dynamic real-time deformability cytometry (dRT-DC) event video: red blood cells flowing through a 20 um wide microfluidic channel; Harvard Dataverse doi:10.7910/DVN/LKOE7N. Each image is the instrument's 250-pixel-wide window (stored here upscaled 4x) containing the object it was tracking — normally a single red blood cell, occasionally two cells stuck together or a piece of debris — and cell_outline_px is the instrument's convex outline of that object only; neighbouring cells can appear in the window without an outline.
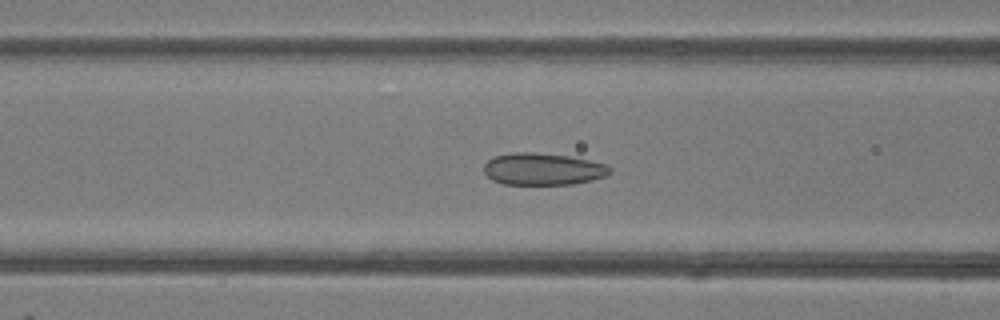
{"species": "common noctule bat (a hibernating species)", "species_latin": "Nyctalus noctula", "temperature_condition": "room temperature", "stored_images_in_passage": 45, "camera_frame_rate_fps": 3000, "um_per_image_px": 0.085, "animal": {"sex": "female"}, "frame": {"image": 1, "passage_image": 15, "time_ms": 4.667, "image_size_px": [1000, 320], "cell_outline_px": [[612, 172], [608, 176], [592, 180], [572, 184], [504, 184], [492, 180], [484, 172], [484, 164], [492, 156], [512, 152], [532, 152], [568, 156], [608, 164], [612, 168]], "centroid_in_image_um": [46.17, 14.36], "position_along_channel_um": 120.4, "area_um2": 23.7}}
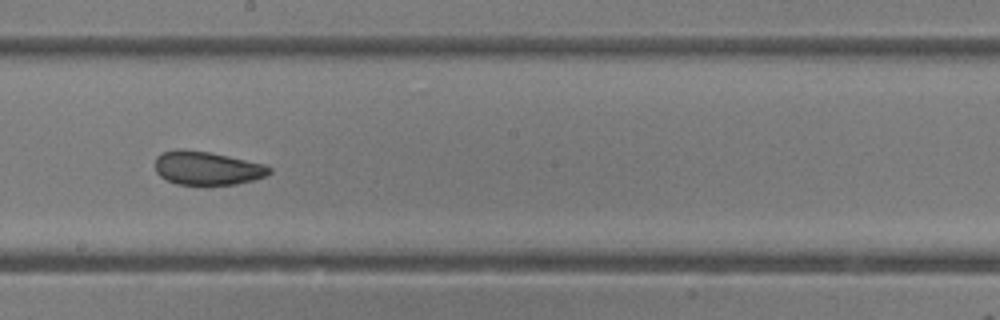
{"frame": {"image": 2, "passage_image": 23, "time_ms": 7.333, "image_size_px": [1000, 320], "cell_outline_px": [[272, 172], [264, 176], [252, 180], [236, 184], [204, 188], [176, 184], [160, 176], [156, 172], [156, 156], [160, 152], [180, 148], [208, 152], [228, 156], [264, 164], [272, 168]], "centroid_in_image_um": [17.57, 14.33], "position_along_channel_um": 230.6, "area_um2": 23.06}}
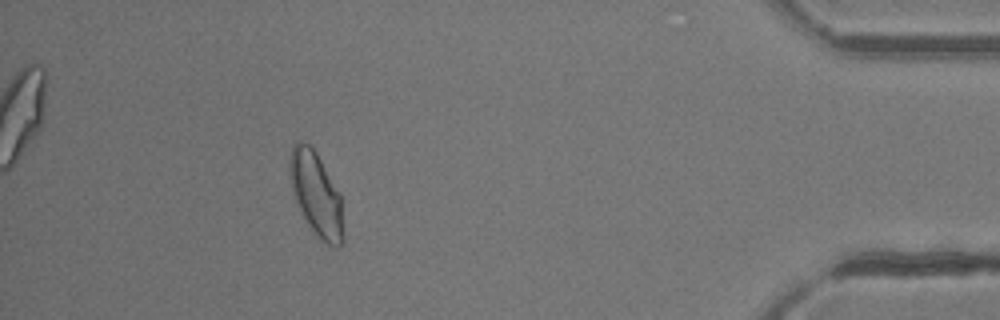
{"frame": {"image": 3, "passage_image": 40, "time_ms": 13.0, "image_size_px": [1000, 320], "cell_outline_px": [[344, 240], [336, 248], [328, 244], [316, 236], [308, 224], [292, 192], [288, 168], [288, 160], [292, 144], [296, 140], [300, 140], [308, 144], [316, 152], [340, 192], [344, 236]], "centroid_in_image_um": [26.86, 16.46], "position_along_channel_um": 408.3, "area_um2": 26.36}, "authors_computed_cell_mechanics": {"area_um2": 24.3338, "velocity_mm_per_s": 4.1234, "shape_relaxation_time_tau1_ms": null, "shape_relaxation_time_tau2_ms": 1.4055, "deformation_change_tau1": null, "deformation_change_tau2": 0.0609}}